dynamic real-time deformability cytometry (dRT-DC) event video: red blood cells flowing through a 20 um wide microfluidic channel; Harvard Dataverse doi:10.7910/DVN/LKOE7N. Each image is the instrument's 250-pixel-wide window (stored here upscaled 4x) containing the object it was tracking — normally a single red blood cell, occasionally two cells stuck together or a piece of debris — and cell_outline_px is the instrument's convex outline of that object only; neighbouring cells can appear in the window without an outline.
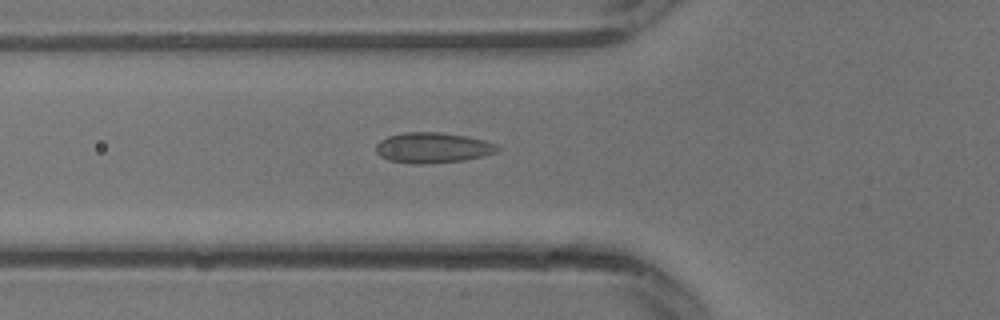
{"species": "common noctule bat (a hibernating species)", "species_latin": "Nyctalus noctula", "temperature_condition": "warm", "stored_images_in_passage": 10, "camera_frame_rate_fps": 3000, "um_per_image_px": 0.085, "animal": {"sex": "male", "body_mass_g": 13.3}, "frame": {"image": 1, "passage_image": 4, "time_ms": 1.0, "image_size_px": [1000, 320], "cell_outline_px": [[500, 148], [496, 152], [484, 156], [464, 160], [424, 164], [412, 164], [388, 160], [380, 156], [376, 152], [376, 144], [380, 140], [388, 136], [404, 132], [440, 132], [468, 136], [484, 140], [496, 144]], "centroid_in_image_um": [36.77, 12.55], "position_along_channel_um": 89.0, "area_um2": 21.73}}
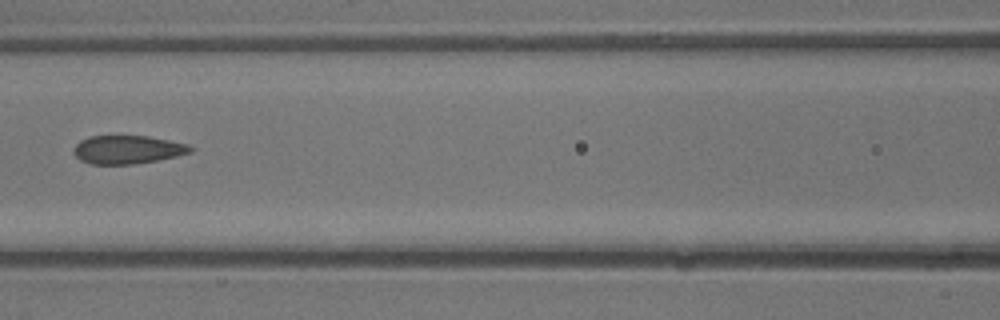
{"frame": {"image": 2, "passage_image": 7, "time_ms": 2.0, "image_size_px": [1000, 320], "cell_outline_px": [[196, 148], [192, 152], [176, 156], [156, 160], [132, 164], [88, 164], [80, 160], [72, 152], [72, 148], [80, 140], [88, 136], [148, 136], [188, 144]], "centroid_in_image_um": [10.82, 12.71], "position_along_channel_um": 155.8, "area_um2": 19.42}}
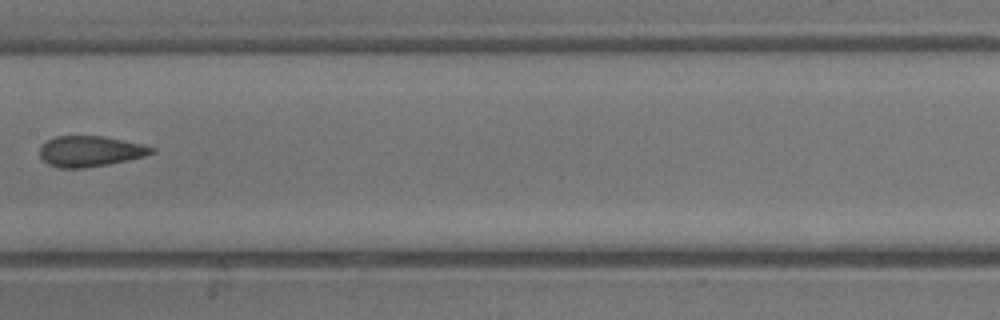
{"frame": {"image": 3, "passage_image": 9, "time_ms": 2.667, "image_size_px": [1000, 320], "cell_outline_px": [[156, 152], [144, 156], [128, 160], [108, 164], [84, 168], [60, 168], [48, 164], [40, 156], [40, 148], [48, 140], [56, 136], [104, 136], [140, 144], [156, 148]], "centroid_in_image_um": [7.68, 12.86], "position_along_channel_um": 199.7, "area_um2": 19.83}}